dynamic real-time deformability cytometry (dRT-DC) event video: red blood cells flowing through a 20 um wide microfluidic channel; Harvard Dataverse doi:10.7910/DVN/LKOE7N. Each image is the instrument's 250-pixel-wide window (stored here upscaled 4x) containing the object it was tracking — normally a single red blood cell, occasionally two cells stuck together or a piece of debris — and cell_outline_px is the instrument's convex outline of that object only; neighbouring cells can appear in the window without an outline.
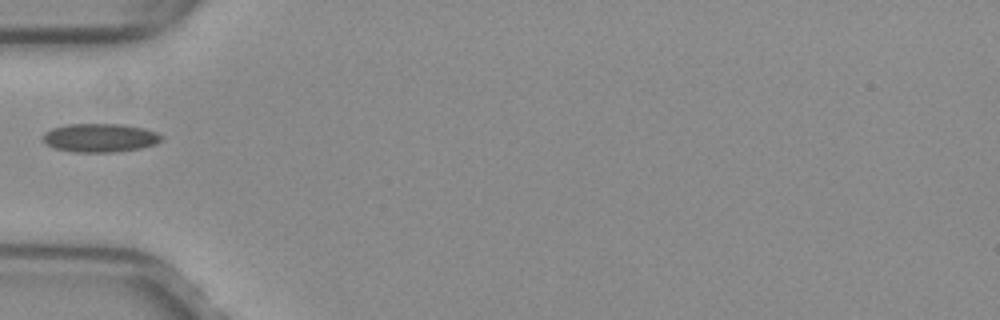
{"species": "common noctule bat (a hibernating species)", "species_latin": "Nyctalus noctula", "temperature_condition": "warm", "stored_images_in_passage": 27, "camera_frame_rate_fps": 3000, "um_per_image_px": 0.085, "animal": {"sex": "female", "body_mass_g": 29.2, "forearm_length_mm": 56.3}, "frame": {"image": 1, "passage_image": 1, "time_ms": 0.0, "image_size_px": [1000, 320], "cell_outline_px": [[164, 136], [156, 144], [140, 148], [112, 152], [72, 152], [52, 148], [44, 140], [44, 132], [52, 128], [68, 124], [120, 124], [144, 128], [156, 132]], "centroid_in_image_um": [8.5, 11.71], "position_along_channel_um": 76.5, "area_um2": 19.71}}
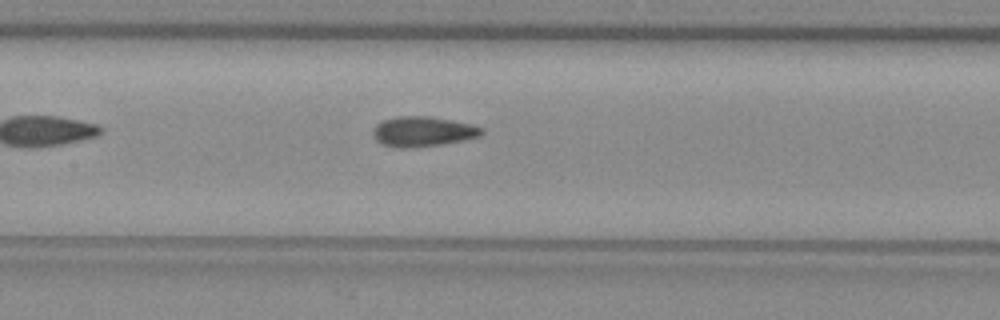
{"frame": {"image": 2, "passage_image": 8, "time_ms": 2.333, "image_size_px": [1000, 320], "cell_outline_px": [[484, 132], [480, 136], [440, 144], [404, 148], [400, 148], [384, 144], [376, 140], [372, 132], [376, 124], [384, 120], [396, 116], [432, 116], [472, 124], [484, 128]], "centroid_in_image_um": [35.95, 11.16], "position_along_channel_um": 171.5, "area_um2": 18.84}}
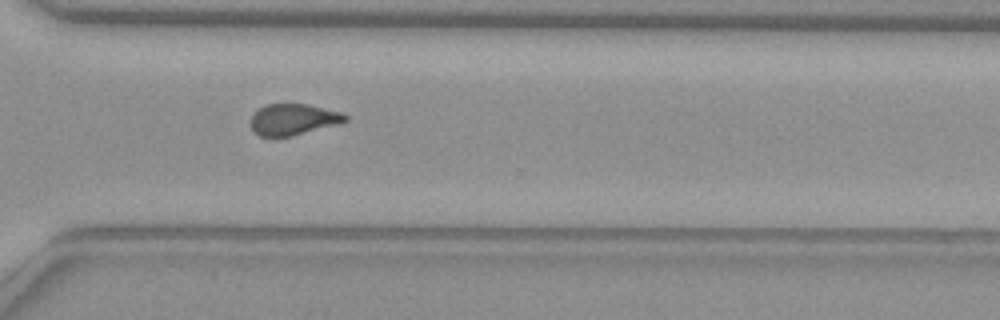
{"frame": {"image": 3, "passage_image": 21, "time_ms": 6.667, "image_size_px": [1000, 320], "cell_outline_px": [[348, 120], [340, 124], [292, 136], [260, 136], [252, 132], [248, 124], [248, 120], [252, 112], [268, 104], [308, 104], [344, 112], [348, 116]], "centroid_in_image_um": [24.9, 10.15], "position_along_channel_um": 345.7, "area_um2": 17.74}}